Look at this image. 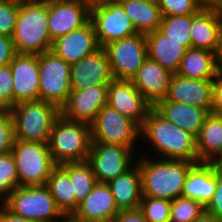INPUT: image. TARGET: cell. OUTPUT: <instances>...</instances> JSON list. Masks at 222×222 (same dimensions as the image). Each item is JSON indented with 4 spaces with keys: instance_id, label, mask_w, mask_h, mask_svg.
I'll use <instances>...</instances> for the list:
<instances>
[{
    "instance_id": "cell-1",
    "label": "cell",
    "mask_w": 222,
    "mask_h": 222,
    "mask_svg": "<svg viewBox=\"0 0 222 222\" xmlns=\"http://www.w3.org/2000/svg\"><path fill=\"white\" fill-rule=\"evenodd\" d=\"M140 139L152 147L158 158L199 163L196 137L167 121L153 107L140 127Z\"/></svg>"
},
{
    "instance_id": "cell-2",
    "label": "cell",
    "mask_w": 222,
    "mask_h": 222,
    "mask_svg": "<svg viewBox=\"0 0 222 222\" xmlns=\"http://www.w3.org/2000/svg\"><path fill=\"white\" fill-rule=\"evenodd\" d=\"M145 156L136 159L141 174L142 196L171 201L181 197L186 176L195 163Z\"/></svg>"
},
{
    "instance_id": "cell-3",
    "label": "cell",
    "mask_w": 222,
    "mask_h": 222,
    "mask_svg": "<svg viewBox=\"0 0 222 222\" xmlns=\"http://www.w3.org/2000/svg\"><path fill=\"white\" fill-rule=\"evenodd\" d=\"M12 39L16 54L40 55L51 50L48 0L20 3Z\"/></svg>"
},
{
    "instance_id": "cell-4",
    "label": "cell",
    "mask_w": 222,
    "mask_h": 222,
    "mask_svg": "<svg viewBox=\"0 0 222 222\" xmlns=\"http://www.w3.org/2000/svg\"><path fill=\"white\" fill-rule=\"evenodd\" d=\"M91 125L60 115L49 135L48 147L55 165L84 162L91 148Z\"/></svg>"
},
{
    "instance_id": "cell-5",
    "label": "cell",
    "mask_w": 222,
    "mask_h": 222,
    "mask_svg": "<svg viewBox=\"0 0 222 222\" xmlns=\"http://www.w3.org/2000/svg\"><path fill=\"white\" fill-rule=\"evenodd\" d=\"M15 140L48 143L54 122L61 115L60 109L42 100L24 101L11 109Z\"/></svg>"
},
{
    "instance_id": "cell-6",
    "label": "cell",
    "mask_w": 222,
    "mask_h": 222,
    "mask_svg": "<svg viewBox=\"0 0 222 222\" xmlns=\"http://www.w3.org/2000/svg\"><path fill=\"white\" fill-rule=\"evenodd\" d=\"M2 204L14 215L37 222H59L65 217L46 185L18 186Z\"/></svg>"
},
{
    "instance_id": "cell-7",
    "label": "cell",
    "mask_w": 222,
    "mask_h": 222,
    "mask_svg": "<svg viewBox=\"0 0 222 222\" xmlns=\"http://www.w3.org/2000/svg\"><path fill=\"white\" fill-rule=\"evenodd\" d=\"M11 152L17 168L19 186L46 185L56 166L48 143L15 140Z\"/></svg>"
},
{
    "instance_id": "cell-8",
    "label": "cell",
    "mask_w": 222,
    "mask_h": 222,
    "mask_svg": "<svg viewBox=\"0 0 222 222\" xmlns=\"http://www.w3.org/2000/svg\"><path fill=\"white\" fill-rule=\"evenodd\" d=\"M40 100L53 104L60 110L71 92V65L51 50L39 55Z\"/></svg>"
},
{
    "instance_id": "cell-9",
    "label": "cell",
    "mask_w": 222,
    "mask_h": 222,
    "mask_svg": "<svg viewBox=\"0 0 222 222\" xmlns=\"http://www.w3.org/2000/svg\"><path fill=\"white\" fill-rule=\"evenodd\" d=\"M140 139V127L130 118L105 105L91 124L92 142L121 145L135 151Z\"/></svg>"
},
{
    "instance_id": "cell-10",
    "label": "cell",
    "mask_w": 222,
    "mask_h": 222,
    "mask_svg": "<svg viewBox=\"0 0 222 222\" xmlns=\"http://www.w3.org/2000/svg\"><path fill=\"white\" fill-rule=\"evenodd\" d=\"M90 20L100 47L138 33L117 0H97L90 7Z\"/></svg>"
},
{
    "instance_id": "cell-11",
    "label": "cell",
    "mask_w": 222,
    "mask_h": 222,
    "mask_svg": "<svg viewBox=\"0 0 222 222\" xmlns=\"http://www.w3.org/2000/svg\"><path fill=\"white\" fill-rule=\"evenodd\" d=\"M107 52L114 79L132 80L148 57L145 34L136 33L129 37L108 43Z\"/></svg>"
},
{
    "instance_id": "cell-12",
    "label": "cell",
    "mask_w": 222,
    "mask_h": 222,
    "mask_svg": "<svg viewBox=\"0 0 222 222\" xmlns=\"http://www.w3.org/2000/svg\"><path fill=\"white\" fill-rule=\"evenodd\" d=\"M133 152L135 151L121 145L91 142L87 162L91 165L97 182L108 183L136 163L133 156L136 153Z\"/></svg>"
},
{
    "instance_id": "cell-13",
    "label": "cell",
    "mask_w": 222,
    "mask_h": 222,
    "mask_svg": "<svg viewBox=\"0 0 222 222\" xmlns=\"http://www.w3.org/2000/svg\"><path fill=\"white\" fill-rule=\"evenodd\" d=\"M108 85L90 86L84 89H71L61 115L69 120L91 125L98 111L107 105Z\"/></svg>"
},
{
    "instance_id": "cell-14",
    "label": "cell",
    "mask_w": 222,
    "mask_h": 222,
    "mask_svg": "<svg viewBox=\"0 0 222 222\" xmlns=\"http://www.w3.org/2000/svg\"><path fill=\"white\" fill-rule=\"evenodd\" d=\"M107 105L133 120L139 127L152 108L131 80L117 79L108 85Z\"/></svg>"
},
{
    "instance_id": "cell-15",
    "label": "cell",
    "mask_w": 222,
    "mask_h": 222,
    "mask_svg": "<svg viewBox=\"0 0 222 222\" xmlns=\"http://www.w3.org/2000/svg\"><path fill=\"white\" fill-rule=\"evenodd\" d=\"M90 6L74 1L48 0V31L52 41L85 25Z\"/></svg>"
},
{
    "instance_id": "cell-16",
    "label": "cell",
    "mask_w": 222,
    "mask_h": 222,
    "mask_svg": "<svg viewBox=\"0 0 222 222\" xmlns=\"http://www.w3.org/2000/svg\"><path fill=\"white\" fill-rule=\"evenodd\" d=\"M9 66L13 74V106L40 100L39 55L16 54Z\"/></svg>"
},
{
    "instance_id": "cell-17",
    "label": "cell",
    "mask_w": 222,
    "mask_h": 222,
    "mask_svg": "<svg viewBox=\"0 0 222 222\" xmlns=\"http://www.w3.org/2000/svg\"><path fill=\"white\" fill-rule=\"evenodd\" d=\"M100 48L94 25L89 20L82 27L56 38L51 51L72 65Z\"/></svg>"
},
{
    "instance_id": "cell-18",
    "label": "cell",
    "mask_w": 222,
    "mask_h": 222,
    "mask_svg": "<svg viewBox=\"0 0 222 222\" xmlns=\"http://www.w3.org/2000/svg\"><path fill=\"white\" fill-rule=\"evenodd\" d=\"M113 79L108 55L103 47L71 65V89L109 85Z\"/></svg>"
},
{
    "instance_id": "cell-19",
    "label": "cell",
    "mask_w": 222,
    "mask_h": 222,
    "mask_svg": "<svg viewBox=\"0 0 222 222\" xmlns=\"http://www.w3.org/2000/svg\"><path fill=\"white\" fill-rule=\"evenodd\" d=\"M164 100L187 103L213 112L212 80H199L172 74Z\"/></svg>"
},
{
    "instance_id": "cell-20",
    "label": "cell",
    "mask_w": 222,
    "mask_h": 222,
    "mask_svg": "<svg viewBox=\"0 0 222 222\" xmlns=\"http://www.w3.org/2000/svg\"><path fill=\"white\" fill-rule=\"evenodd\" d=\"M118 212L108 184L97 182L72 217L80 222H112Z\"/></svg>"
},
{
    "instance_id": "cell-21",
    "label": "cell",
    "mask_w": 222,
    "mask_h": 222,
    "mask_svg": "<svg viewBox=\"0 0 222 222\" xmlns=\"http://www.w3.org/2000/svg\"><path fill=\"white\" fill-rule=\"evenodd\" d=\"M171 76L169 70L147 57L131 81L145 100L154 107L165 99Z\"/></svg>"
},
{
    "instance_id": "cell-22",
    "label": "cell",
    "mask_w": 222,
    "mask_h": 222,
    "mask_svg": "<svg viewBox=\"0 0 222 222\" xmlns=\"http://www.w3.org/2000/svg\"><path fill=\"white\" fill-rule=\"evenodd\" d=\"M217 185V163H195L189 170L182 197L197 200L205 207L212 200Z\"/></svg>"
},
{
    "instance_id": "cell-23",
    "label": "cell",
    "mask_w": 222,
    "mask_h": 222,
    "mask_svg": "<svg viewBox=\"0 0 222 222\" xmlns=\"http://www.w3.org/2000/svg\"><path fill=\"white\" fill-rule=\"evenodd\" d=\"M191 48L219 54L220 17L217 9H200L192 14Z\"/></svg>"
},
{
    "instance_id": "cell-24",
    "label": "cell",
    "mask_w": 222,
    "mask_h": 222,
    "mask_svg": "<svg viewBox=\"0 0 222 222\" xmlns=\"http://www.w3.org/2000/svg\"><path fill=\"white\" fill-rule=\"evenodd\" d=\"M153 108L167 121L183 128L195 137L199 134L209 114L205 108L168 100L159 101Z\"/></svg>"
},
{
    "instance_id": "cell-25",
    "label": "cell",
    "mask_w": 222,
    "mask_h": 222,
    "mask_svg": "<svg viewBox=\"0 0 222 222\" xmlns=\"http://www.w3.org/2000/svg\"><path fill=\"white\" fill-rule=\"evenodd\" d=\"M145 36L148 57L172 74L176 73L187 47L181 44L180 41L165 36L159 30L145 34Z\"/></svg>"
},
{
    "instance_id": "cell-26",
    "label": "cell",
    "mask_w": 222,
    "mask_h": 222,
    "mask_svg": "<svg viewBox=\"0 0 222 222\" xmlns=\"http://www.w3.org/2000/svg\"><path fill=\"white\" fill-rule=\"evenodd\" d=\"M108 186L118 211L132 210L140 206L142 184L139 164L136 162L125 173L109 181Z\"/></svg>"
},
{
    "instance_id": "cell-27",
    "label": "cell",
    "mask_w": 222,
    "mask_h": 222,
    "mask_svg": "<svg viewBox=\"0 0 222 222\" xmlns=\"http://www.w3.org/2000/svg\"><path fill=\"white\" fill-rule=\"evenodd\" d=\"M196 152L199 162L222 164V121L209 113L196 136Z\"/></svg>"
},
{
    "instance_id": "cell-28",
    "label": "cell",
    "mask_w": 222,
    "mask_h": 222,
    "mask_svg": "<svg viewBox=\"0 0 222 222\" xmlns=\"http://www.w3.org/2000/svg\"><path fill=\"white\" fill-rule=\"evenodd\" d=\"M221 66L216 53L205 49L187 48L176 74L186 78L212 80Z\"/></svg>"
},
{
    "instance_id": "cell-29",
    "label": "cell",
    "mask_w": 222,
    "mask_h": 222,
    "mask_svg": "<svg viewBox=\"0 0 222 222\" xmlns=\"http://www.w3.org/2000/svg\"><path fill=\"white\" fill-rule=\"evenodd\" d=\"M132 21L138 33L159 30L162 14L156 2L146 0H117Z\"/></svg>"
},
{
    "instance_id": "cell-30",
    "label": "cell",
    "mask_w": 222,
    "mask_h": 222,
    "mask_svg": "<svg viewBox=\"0 0 222 222\" xmlns=\"http://www.w3.org/2000/svg\"><path fill=\"white\" fill-rule=\"evenodd\" d=\"M58 208L65 216H72L76 211V198L73 193V184L68 172L61 166L56 165L46 182Z\"/></svg>"
},
{
    "instance_id": "cell-31",
    "label": "cell",
    "mask_w": 222,
    "mask_h": 222,
    "mask_svg": "<svg viewBox=\"0 0 222 222\" xmlns=\"http://www.w3.org/2000/svg\"><path fill=\"white\" fill-rule=\"evenodd\" d=\"M69 174L76 198V210L80 202L91 192L97 183L91 165L87 162L65 163L61 165Z\"/></svg>"
},
{
    "instance_id": "cell-32",
    "label": "cell",
    "mask_w": 222,
    "mask_h": 222,
    "mask_svg": "<svg viewBox=\"0 0 222 222\" xmlns=\"http://www.w3.org/2000/svg\"><path fill=\"white\" fill-rule=\"evenodd\" d=\"M192 14L177 16H162L159 31L170 39L180 41L187 48H191Z\"/></svg>"
},
{
    "instance_id": "cell-33",
    "label": "cell",
    "mask_w": 222,
    "mask_h": 222,
    "mask_svg": "<svg viewBox=\"0 0 222 222\" xmlns=\"http://www.w3.org/2000/svg\"><path fill=\"white\" fill-rule=\"evenodd\" d=\"M205 211L199 201L181 196L171 201L170 222H194Z\"/></svg>"
},
{
    "instance_id": "cell-34",
    "label": "cell",
    "mask_w": 222,
    "mask_h": 222,
    "mask_svg": "<svg viewBox=\"0 0 222 222\" xmlns=\"http://www.w3.org/2000/svg\"><path fill=\"white\" fill-rule=\"evenodd\" d=\"M18 186L17 168L12 152L0 155V202Z\"/></svg>"
},
{
    "instance_id": "cell-35",
    "label": "cell",
    "mask_w": 222,
    "mask_h": 222,
    "mask_svg": "<svg viewBox=\"0 0 222 222\" xmlns=\"http://www.w3.org/2000/svg\"><path fill=\"white\" fill-rule=\"evenodd\" d=\"M139 208L148 222H170L171 200L142 197Z\"/></svg>"
},
{
    "instance_id": "cell-36",
    "label": "cell",
    "mask_w": 222,
    "mask_h": 222,
    "mask_svg": "<svg viewBox=\"0 0 222 222\" xmlns=\"http://www.w3.org/2000/svg\"><path fill=\"white\" fill-rule=\"evenodd\" d=\"M156 3L162 16L195 14L201 9L195 0H157Z\"/></svg>"
},
{
    "instance_id": "cell-37",
    "label": "cell",
    "mask_w": 222,
    "mask_h": 222,
    "mask_svg": "<svg viewBox=\"0 0 222 222\" xmlns=\"http://www.w3.org/2000/svg\"><path fill=\"white\" fill-rule=\"evenodd\" d=\"M14 141L15 132L11 111L0 108V155L11 152Z\"/></svg>"
},
{
    "instance_id": "cell-38",
    "label": "cell",
    "mask_w": 222,
    "mask_h": 222,
    "mask_svg": "<svg viewBox=\"0 0 222 222\" xmlns=\"http://www.w3.org/2000/svg\"><path fill=\"white\" fill-rule=\"evenodd\" d=\"M20 3L0 0V35L12 37Z\"/></svg>"
},
{
    "instance_id": "cell-39",
    "label": "cell",
    "mask_w": 222,
    "mask_h": 222,
    "mask_svg": "<svg viewBox=\"0 0 222 222\" xmlns=\"http://www.w3.org/2000/svg\"><path fill=\"white\" fill-rule=\"evenodd\" d=\"M13 107V74L10 66L0 67V108Z\"/></svg>"
},
{
    "instance_id": "cell-40",
    "label": "cell",
    "mask_w": 222,
    "mask_h": 222,
    "mask_svg": "<svg viewBox=\"0 0 222 222\" xmlns=\"http://www.w3.org/2000/svg\"><path fill=\"white\" fill-rule=\"evenodd\" d=\"M206 212L222 220V164L217 163V185L212 200L206 206Z\"/></svg>"
},
{
    "instance_id": "cell-41",
    "label": "cell",
    "mask_w": 222,
    "mask_h": 222,
    "mask_svg": "<svg viewBox=\"0 0 222 222\" xmlns=\"http://www.w3.org/2000/svg\"><path fill=\"white\" fill-rule=\"evenodd\" d=\"M15 55L12 37L0 35V67L9 66Z\"/></svg>"
},
{
    "instance_id": "cell-42",
    "label": "cell",
    "mask_w": 222,
    "mask_h": 222,
    "mask_svg": "<svg viewBox=\"0 0 222 222\" xmlns=\"http://www.w3.org/2000/svg\"><path fill=\"white\" fill-rule=\"evenodd\" d=\"M212 99L214 112L218 107H222V66L212 79Z\"/></svg>"
},
{
    "instance_id": "cell-43",
    "label": "cell",
    "mask_w": 222,
    "mask_h": 222,
    "mask_svg": "<svg viewBox=\"0 0 222 222\" xmlns=\"http://www.w3.org/2000/svg\"><path fill=\"white\" fill-rule=\"evenodd\" d=\"M112 222H148L141 209L135 208L132 210L119 211Z\"/></svg>"
},
{
    "instance_id": "cell-44",
    "label": "cell",
    "mask_w": 222,
    "mask_h": 222,
    "mask_svg": "<svg viewBox=\"0 0 222 222\" xmlns=\"http://www.w3.org/2000/svg\"><path fill=\"white\" fill-rule=\"evenodd\" d=\"M1 205H0V222H37L34 220L21 218L20 216L14 215L2 203Z\"/></svg>"
},
{
    "instance_id": "cell-45",
    "label": "cell",
    "mask_w": 222,
    "mask_h": 222,
    "mask_svg": "<svg viewBox=\"0 0 222 222\" xmlns=\"http://www.w3.org/2000/svg\"><path fill=\"white\" fill-rule=\"evenodd\" d=\"M202 9H221L222 0H195Z\"/></svg>"
},
{
    "instance_id": "cell-46",
    "label": "cell",
    "mask_w": 222,
    "mask_h": 222,
    "mask_svg": "<svg viewBox=\"0 0 222 222\" xmlns=\"http://www.w3.org/2000/svg\"><path fill=\"white\" fill-rule=\"evenodd\" d=\"M194 222H222V220L217 219L215 216L207 213L206 211Z\"/></svg>"
},
{
    "instance_id": "cell-47",
    "label": "cell",
    "mask_w": 222,
    "mask_h": 222,
    "mask_svg": "<svg viewBox=\"0 0 222 222\" xmlns=\"http://www.w3.org/2000/svg\"><path fill=\"white\" fill-rule=\"evenodd\" d=\"M219 12V17H220V49H219V61L222 65V8L218 10Z\"/></svg>"
},
{
    "instance_id": "cell-48",
    "label": "cell",
    "mask_w": 222,
    "mask_h": 222,
    "mask_svg": "<svg viewBox=\"0 0 222 222\" xmlns=\"http://www.w3.org/2000/svg\"><path fill=\"white\" fill-rule=\"evenodd\" d=\"M64 1H74V2H80L86 5H89L92 7V5L97 1V0H64Z\"/></svg>"
},
{
    "instance_id": "cell-49",
    "label": "cell",
    "mask_w": 222,
    "mask_h": 222,
    "mask_svg": "<svg viewBox=\"0 0 222 222\" xmlns=\"http://www.w3.org/2000/svg\"><path fill=\"white\" fill-rule=\"evenodd\" d=\"M59 222H80L76 219H74L72 216H65L61 221Z\"/></svg>"
},
{
    "instance_id": "cell-50",
    "label": "cell",
    "mask_w": 222,
    "mask_h": 222,
    "mask_svg": "<svg viewBox=\"0 0 222 222\" xmlns=\"http://www.w3.org/2000/svg\"><path fill=\"white\" fill-rule=\"evenodd\" d=\"M12 2L16 3H29V2H38V1H43V0H10Z\"/></svg>"
},
{
    "instance_id": "cell-51",
    "label": "cell",
    "mask_w": 222,
    "mask_h": 222,
    "mask_svg": "<svg viewBox=\"0 0 222 222\" xmlns=\"http://www.w3.org/2000/svg\"><path fill=\"white\" fill-rule=\"evenodd\" d=\"M214 112L222 121V107H218Z\"/></svg>"
},
{
    "instance_id": "cell-52",
    "label": "cell",
    "mask_w": 222,
    "mask_h": 222,
    "mask_svg": "<svg viewBox=\"0 0 222 222\" xmlns=\"http://www.w3.org/2000/svg\"><path fill=\"white\" fill-rule=\"evenodd\" d=\"M146 1L156 2L157 0H146Z\"/></svg>"
}]
</instances>
